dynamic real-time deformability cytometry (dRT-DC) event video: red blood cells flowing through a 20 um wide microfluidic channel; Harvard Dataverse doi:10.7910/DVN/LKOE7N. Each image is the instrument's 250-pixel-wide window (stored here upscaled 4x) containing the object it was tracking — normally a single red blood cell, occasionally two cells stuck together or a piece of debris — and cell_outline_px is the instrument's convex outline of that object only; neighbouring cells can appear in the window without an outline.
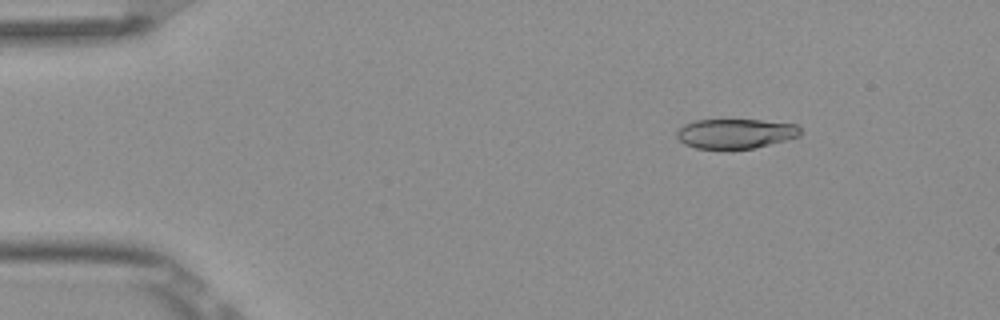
{"species": "Egyptian fruit bat (a non-hibernating species)", "species_latin": "Rousettus aegyptiacus", "temperature_condition": "room temperature", "stored_images_in_passage": 6, "camera_frame_rate_fps": 3000, "um_per_image_px": 0.085, "frame": {"image": 1, "passage_image": 3, "time_ms": 0.667, "image_size_px": [1000, 320], "cell_outline_px": [[800, 136], [752, 148], [728, 152], [724, 152], [696, 148], [684, 144], [676, 136], [676, 132], [684, 124], [696, 120], [760, 120], [796, 124], [800, 128]], "centroid_in_image_um": [62.46, 11.39], "position_along_channel_um": 22.5, "area_um2": 21.91}}
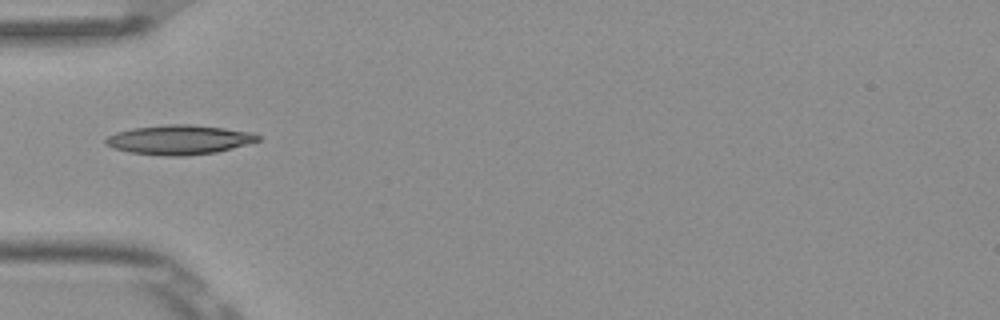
{"frame": {"image": 2, "passage_image": 6, "time_ms": 1.667, "image_size_px": [1000, 320], "cell_outline_px": [[260, 140], [248, 144], [216, 152], [184, 156], [164, 156], [128, 152], [112, 148], [104, 144], [104, 140], [108, 136], [116, 132], [132, 128], [168, 124], [192, 124], [224, 128], [252, 132], [260, 136]], "centroid_in_image_um": [15.2, 11.88], "position_along_channel_um": 69.8, "area_um2": 26.3}}